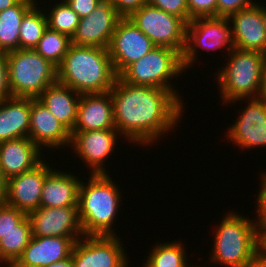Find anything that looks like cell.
<instances>
[{"mask_svg": "<svg viewBox=\"0 0 266 267\" xmlns=\"http://www.w3.org/2000/svg\"><path fill=\"white\" fill-rule=\"evenodd\" d=\"M110 95L116 130L130 144L142 147L157 143L161 136L175 129L185 111L183 101L169 90L131 85L119 76Z\"/></svg>", "mask_w": 266, "mask_h": 267, "instance_id": "6da1fadb", "label": "cell"}, {"mask_svg": "<svg viewBox=\"0 0 266 267\" xmlns=\"http://www.w3.org/2000/svg\"><path fill=\"white\" fill-rule=\"evenodd\" d=\"M117 75L108 48L71 44L58 67V82L79 94L105 93Z\"/></svg>", "mask_w": 266, "mask_h": 267, "instance_id": "7a4b0ae2", "label": "cell"}, {"mask_svg": "<svg viewBox=\"0 0 266 267\" xmlns=\"http://www.w3.org/2000/svg\"><path fill=\"white\" fill-rule=\"evenodd\" d=\"M110 176L91 174L87 183L80 182L78 211L85 236H118L112 228L122 203L121 189Z\"/></svg>", "mask_w": 266, "mask_h": 267, "instance_id": "3957f363", "label": "cell"}, {"mask_svg": "<svg viewBox=\"0 0 266 267\" xmlns=\"http://www.w3.org/2000/svg\"><path fill=\"white\" fill-rule=\"evenodd\" d=\"M219 221L209 260L225 267H243L259 251L260 239L256 219L230 211Z\"/></svg>", "mask_w": 266, "mask_h": 267, "instance_id": "277c9868", "label": "cell"}, {"mask_svg": "<svg viewBox=\"0 0 266 267\" xmlns=\"http://www.w3.org/2000/svg\"><path fill=\"white\" fill-rule=\"evenodd\" d=\"M229 57V59H228ZM215 75L220 97L225 106L246 98L261 96L263 89V66L266 54L233 48Z\"/></svg>", "mask_w": 266, "mask_h": 267, "instance_id": "5b68a950", "label": "cell"}, {"mask_svg": "<svg viewBox=\"0 0 266 267\" xmlns=\"http://www.w3.org/2000/svg\"><path fill=\"white\" fill-rule=\"evenodd\" d=\"M6 55L13 97L38 98L58 81V68L34 49H18Z\"/></svg>", "mask_w": 266, "mask_h": 267, "instance_id": "8992f818", "label": "cell"}, {"mask_svg": "<svg viewBox=\"0 0 266 267\" xmlns=\"http://www.w3.org/2000/svg\"><path fill=\"white\" fill-rule=\"evenodd\" d=\"M185 72L182 56L171 48L156 46L152 51L130 64L119 77L128 84L160 87L174 93L183 100L178 90L173 88L171 79Z\"/></svg>", "mask_w": 266, "mask_h": 267, "instance_id": "52a82bcc", "label": "cell"}, {"mask_svg": "<svg viewBox=\"0 0 266 267\" xmlns=\"http://www.w3.org/2000/svg\"><path fill=\"white\" fill-rule=\"evenodd\" d=\"M225 47V48H224ZM225 50L226 53L234 48L231 24L228 17L194 18L186 25V45L182 54V66L185 70L192 68L200 52ZM198 53V54H197ZM193 63V64H192Z\"/></svg>", "mask_w": 266, "mask_h": 267, "instance_id": "ba28073f", "label": "cell"}, {"mask_svg": "<svg viewBox=\"0 0 266 267\" xmlns=\"http://www.w3.org/2000/svg\"><path fill=\"white\" fill-rule=\"evenodd\" d=\"M158 47L176 50L181 56L186 45V23L179 17L145 3L129 17Z\"/></svg>", "mask_w": 266, "mask_h": 267, "instance_id": "9c48e42d", "label": "cell"}, {"mask_svg": "<svg viewBox=\"0 0 266 267\" xmlns=\"http://www.w3.org/2000/svg\"><path fill=\"white\" fill-rule=\"evenodd\" d=\"M117 236H83L74 243V267H129L123 241Z\"/></svg>", "mask_w": 266, "mask_h": 267, "instance_id": "30bf717a", "label": "cell"}, {"mask_svg": "<svg viewBox=\"0 0 266 267\" xmlns=\"http://www.w3.org/2000/svg\"><path fill=\"white\" fill-rule=\"evenodd\" d=\"M156 46L129 18H121L111 38L108 52L114 71L119 76Z\"/></svg>", "mask_w": 266, "mask_h": 267, "instance_id": "8fae6325", "label": "cell"}, {"mask_svg": "<svg viewBox=\"0 0 266 267\" xmlns=\"http://www.w3.org/2000/svg\"><path fill=\"white\" fill-rule=\"evenodd\" d=\"M120 136L116 129L71 131L70 149L91 169L90 174H108L104 164L119 138H124Z\"/></svg>", "mask_w": 266, "mask_h": 267, "instance_id": "7c38bea8", "label": "cell"}, {"mask_svg": "<svg viewBox=\"0 0 266 267\" xmlns=\"http://www.w3.org/2000/svg\"><path fill=\"white\" fill-rule=\"evenodd\" d=\"M242 113L228 127L226 136L230 142L243 149L266 146V99L248 98Z\"/></svg>", "mask_w": 266, "mask_h": 267, "instance_id": "4fadbf2b", "label": "cell"}, {"mask_svg": "<svg viewBox=\"0 0 266 267\" xmlns=\"http://www.w3.org/2000/svg\"><path fill=\"white\" fill-rule=\"evenodd\" d=\"M121 18L114 6L103 0L89 15L79 19L71 43L76 46L108 48Z\"/></svg>", "mask_w": 266, "mask_h": 267, "instance_id": "5bb4252c", "label": "cell"}, {"mask_svg": "<svg viewBox=\"0 0 266 267\" xmlns=\"http://www.w3.org/2000/svg\"><path fill=\"white\" fill-rule=\"evenodd\" d=\"M28 217L32 226L33 237H79L83 238L78 206L39 207L30 212Z\"/></svg>", "mask_w": 266, "mask_h": 267, "instance_id": "9a60e30c", "label": "cell"}, {"mask_svg": "<svg viewBox=\"0 0 266 267\" xmlns=\"http://www.w3.org/2000/svg\"><path fill=\"white\" fill-rule=\"evenodd\" d=\"M52 170L49 162L43 160L34 169L8 178L4 202L27 215L38 209L44 180Z\"/></svg>", "mask_w": 266, "mask_h": 267, "instance_id": "2e32d148", "label": "cell"}, {"mask_svg": "<svg viewBox=\"0 0 266 267\" xmlns=\"http://www.w3.org/2000/svg\"><path fill=\"white\" fill-rule=\"evenodd\" d=\"M28 137L42 150L64 149L71 143V131L37 98H31Z\"/></svg>", "mask_w": 266, "mask_h": 267, "instance_id": "e0dca14e", "label": "cell"}, {"mask_svg": "<svg viewBox=\"0 0 266 267\" xmlns=\"http://www.w3.org/2000/svg\"><path fill=\"white\" fill-rule=\"evenodd\" d=\"M234 47L266 54V31L260 7L255 4L228 16Z\"/></svg>", "mask_w": 266, "mask_h": 267, "instance_id": "ac0fdd59", "label": "cell"}, {"mask_svg": "<svg viewBox=\"0 0 266 267\" xmlns=\"http://www.w3.org/2000/svg\"><path fill=\"white\" fill-rule=\"evenodd\" d=\"M79 237H33L17 259V267H46L68 258Z\"/></svg>", "mask_w": 266, "mask_h": 267, "instance_id": "d6986e66", "label": "cell"}, {"mask_svg": "<svg viewBox=\"0 0 266 267\" xmlns=\"http://www.w3.org/2000/svg\"><path fill=\"white\" fill-rule=\"evenodd\" d=\"M116 129L110 91L81 94L77 120L72 131Z\"/></svg>", "mask_w": 266, "mask_h": 267, "instance_id": "ffe728a7", "label": "cell"}, {"mask_svg": "<svg viewBox=\"0 0 266 267\" xmlns=\"http://www.w3.org/2000/svg\"><path fill=\"white\" fill-rule=\"evenodd\" d=\"M41 156L42 150L29 137L0 143V168L7 179L34 169L44 160Z\"/></svg>", "mask_w": 266, "mask_h": 267, "instance_id": "44dd1931", "label": "cell"}, {"mask_svg": "<svg viewBox=\"0 0 266 267\" xmlns=\"http://www.w3.org/2000/svg\"><path fill=\"white\" fill-rule=\"evenodd\" d=\"M65 172V173H64ZM54 168L45 178L42 187L40 207L78 206V192L81 179L70 171Z\"/></svg>", "mask_w": 266, "mask_h": 267, "instance_id": "7402d4cb", "label": "cell"}, {"mask_svg": "<svg viewBox=\"0 0 266 267\" xmlns=\"http://www.w3.org/2000/svg\"><path fill=\"white\" fill-rule=\"evenodd\" d=\"M31 98L9 97L0 101V143L28 137Z\"/></svg>", "mask_w": 266, "mask_h": 267, "instance_id": "603a6c76", "label": "cell"}, {"mask_svg": "<svg viewBox=\"0 0 266 267\" xmlns=\"http://www.w3.org/2000/svg\"><path fill=\"white\" fill-rule=\"evenodd\" d=\"M81 94L72 88L59 83L50 85L39 97L49 111L62 122L70 131L73 130L76 120Z\"/></svg>", "mask_w": 266, "mask_h": 267, "instance_id": "cb8c5ba5", "label": "cell"}, {"mask_svg": "<svg viewBox=\"0 0 266 267\" xmlns=\"http://www.w3.org/2000/svg\"><path fill=\"white\" fill-rule=\"evenodd\" d=\"M34 5L32 0H20L16 5L0 12V53L19 49L22 19Z\"/></svg>", "mask_w": 266, "mask_h": 267, "instance_id": "d4e9b609", "label": "cell"}, {"mask_svg": "<svg viewBox=\"0 0 266 267\" xmlns=\"http://www.w3.org/2000/svg\"><path fill=\"white\" fill-rule=\"evenodd\" d=\"M32 238V226L26 214L15 228L0 238V261L16 262Z\"/></svg>", "mask_w": 266, "mask_h": 267, "instance_id": "484cf974", "label": "cell"}, {"mask_svg": "<svg viewBox=\"0 0 266 267\" xmlns=\"http://www.w3.org/2000/svg\"><path fill=\"white\" fill-rule=\"evenodd\" d=\"M149 252L143 267H189L185 244L180 241L157 242Z\"/></svg>", "mask_w": 266, "mask_h": 267, "instance_id": "4316f807", "label": "cell"}, {"mask_svg": "<svg viewBox=\"0 0 266 267\" xmlns=\"http://www.w3.org/2000/svg\"><path fill=\"white\" fill-rule=\"evenodd\" d=\"M35 4L23 17L20 25L19 49H34L48 28L46 9Z\"/></svg>", "mask_w": 266, "mask_h": 267, "instance_id": "83f0119b", "label": "cell"}, {"mask_svg": "<svg viewBox=\"0 0 266 267\" xmlns=\"http://www.w3.org/2000/svg\"><path fill=\"white\" fill-rule=\"evenodd\" d=\"M71 44L69 36L47 28L34 50L58 68Z\"/></svg>", "mask_w": 266, "mask_h": 267, "instance_id": "f1b7e54d", "label": "cell"}, {"mask_svg": "<svg viewBox=\"0 0 266 267\" xmlns=\"http://www.w3.org/2000/svg\"><path fill=\"white\" fill-rule=\"evenodd\" d=\"M61 2V3H60ZM53 5H50L47 17V26L53 31L63 33L70 38L75 34L77 26L79 24V16L75 13L69 5L64 1L60 0Z\"/></svg>", "mask_w": 266, "mask_h": 267, "instance_id": "f546056e", "label": "cell"}, {"mask_svg": "<svg viewBox=\"0 0 266 267\" xmlns=\"http://www.w3.org/2000/svg\"><path fill=\"white\" fill-rule=\"evenodd\" d=\"M147 3L181 18L186 24L189 22L187 0H147Z\"/></svg>", "mask_w": 266, "mask_h": 267, "instance_id": "4dcf8cb0", "label": "cell"}, {"mask_svg": "<svg viewBox=\"0 0 266 267\" xmlns=\"http://www.w3.org/2000/svg\"><path fill=\"white\" fill-rule=\"evenodd\" d=\"M23 211L8 205L0 203V238L10 230L15 228V225L25 216Z\"/></svg>", "mask_w": 266, "mask_h": 267, "instance_id": "1f68e13d", "label": "cell"}, {"mask_svg": "<svg viewBox=\"0 0 266 267\" xmlns=\"http://www.w3.org/2000/svg\"><path fill=\"white\" fill-rule=\"evenodd\" d=\"M189 21L200 17H215L217 0H187Z\"/></svg>", "mask_w": 266, "mask_h": 267, "instance_id": "d6a6232c", "label": "cell"}, {"mask_svg": "<svg viewBox=\"0 0 266 267\" xmlns=\"http://www.w3.org/2000/svg\"><path fill=\"white\" fill-rule=\"evenodd\" d=\"M255 4L256 0H217L216 16L228 17Z\"/></svg>", "mask_w": 266, "mask_h": 267, "instance_id": "836d02e7", "label": "cell"}, {"mask_svg": "<svg viewBox=\"0 0 266 267\" xmlns=\"http://www.w3.org/2000/svg\"><path fill=\"white\" fill-rule=\"evenodd\" d=\"M264 173V174H263ZM263 173H261L262 176L260 179V187L261 189L258 192L257 195V205L255 206L257 211V215L256 217L258 218L256 221L257 227L259 232L266 227V172L263 171Z\"/></svg>", "mask_w": 266, "mask_h": 267, "instance_id": "e575fe53", "label": "cell"}, {"mask_svg": "<svg viewBox=\"0 0 266 267\" xmlns=\"http://www.w3.org/2000/svg\"><path fill=\"white\" fill-rule=\"evenodd\" d=\"M110 2L122 18H128L133 12L141 8L147 0H106Z\"/></svg>", "mask_w": 266, "mask_h": 267, "instance_id": "d590c367", "label": "cell"}, {"mask_svg": "<svg viewBox=\"0 0 266 267\" xmlns=\"http://www.w3.org/2000/svg\"><path fill=\"white\" fill-rule=\"evenodd\" d=\"M12 97L6 53H0V101Z\"/></svg>", "mask_w": 266, "mask_h": 267, "instance_id": "8d00e7d4", "label": "cell"}, {"mask_svg": "<svg viewBox=\"0 0 266 267\" xmlns=\"http://www.w3.org/2000/svg\"><path fill=\"white\" fill-rule=\"evenodd\" d=\"M79 18L89 15L103 0H64Z\"/></svg>", "mask_w": 266, "mask_h": 267, "instance_id": "74e56055", "label": "cell"}, {"mask_svg": "<svg viewBox=\"0 0 266 267\" xmlns=\"http://www.w3.org/2000/svg\"><path fill=\"white\" fill-rule=\"evenodd\" d=\"M243 267H266V255L259 251L246 265Z\"/></svg>", "mask_w": 266, "mask_h": 267, "instance_id": "f35d334b", "label": "cell"}, {"mask_svg": "<svg viewBox=\"0 0 266 267\" xmlns=\"http://www.w3.org/2000/svg\"><path fill=\"white\" fill-rule=\"evenodd\" d=\"M7 193V178L4 176L2 169L0 168V203H3Z\"/></svg>", "mask_w": 266, "mask_h": 267, "instance_id": "ab89813d", "label": "cell"}, {"mask_svg": "<svg viewBox=\"0 0 266 267\" xmlns=\"http://www.w3.org/2000/svg\"><path fill=\"white\" fill-rule=\"evenodd\" d=\"M46 267H74L72 256L70 255L68 258L57 261L55 263H51Z\"/></svg>", "mask_w": 266, "mask_h": 267, "instance_id": "60d3db41", "label": "cell"}, {"mask_svg": "<svg viewBox=\"0 0 266 267\" xmlns=\"http://www.w3.org/2000/svg\"><path fill=\"white\" fill-rule=\"evenodd\" d=\"M260 251L266 255V227L259 232Z\"/></svg>", "mask_w": 266, "mask_h": 267, "instance_id": "b9f144b4", "label": "cell"}, {"mask_svg": "<svg viewBox=\"0 0 266 267\" xmlns=\"http://www.w3.org/2000/svg\"><path fill=\"white\" fill-rule=\"evenodd\" d=\"M20 0H0V12L16 5Z\"/></svg>", "mask_w": 266, "mask_h": 267, "instance_id": "7bdbcfd3", "label": "cell"}, {"mask_svg": "<svg viewBox=\"0 0 266 267\" xmlns=\"http://www.w3.org/2000/svg\"><path fill=\"white\" fill-rule=\"evenodd\" d=\"M261 97L266 99V58L264 61V66H263V89H262Z\"/></svg>", "mask_w": 266, "mask_h": 267, "instance_id": "ee69618b", "label": "cell"}, {"mask_svg": "<svg viewBox=\"0 0 266 267\" xmlns=\"http://www.w3.org/2000/svg\"><path fill=\"white\" fill-rule=\"evenodd\" d=\"M256 4L260 7V11H261V15H262V21H263L264 28L266 31V6H264V5L262 6L259 3H256Z\"/></svg>", "mask_w": 266, "mask_h": 267, "instance_id": "f6af8a7d", "label": "cell"}, {"mask_svg": "<svg viewBox=\"0 0 266 267\" xmlns=\"http://www.w3.org/2000/svg\"><path fill=\"white\" fill-rule=\"evenodd\" d=\"M1 265H4L3 267H17L15 262H2L0 261V267Z\"/></svg>", "mask_w": 266, "mask_h": 267, "instance_id": "bcb514c9", "label": "cell"}, {"mask_svg": "<svg viewBox=\"0 0 266 267\" xmlns=\"http://www.w3.org/2000/svg\"><path fill=\"white\" fill-rule=\"evenodd\" d=\"M189 267H202V266H198V265H196V266H195V265H194V266L192 265V266H191V264H190Z\"/></svg>", "mask_w": 266, "mask_h": 267, "instance_id": "7dc6e473", "label": "cell"}, {"mask_svg": "<svg viewBox=\"0 0 266 267\" xmlns=\"http://www.w3.org/2000/svg\"><path fill=\"white\" fill-rule=\"evenodd\" d=\"M34 2V4H38L37 0H32Z\"/></svg>", "mask_w": 266, "mask_h": 267, "instance_id": "c3c4849f", "label": "cell"}]
</instances>
